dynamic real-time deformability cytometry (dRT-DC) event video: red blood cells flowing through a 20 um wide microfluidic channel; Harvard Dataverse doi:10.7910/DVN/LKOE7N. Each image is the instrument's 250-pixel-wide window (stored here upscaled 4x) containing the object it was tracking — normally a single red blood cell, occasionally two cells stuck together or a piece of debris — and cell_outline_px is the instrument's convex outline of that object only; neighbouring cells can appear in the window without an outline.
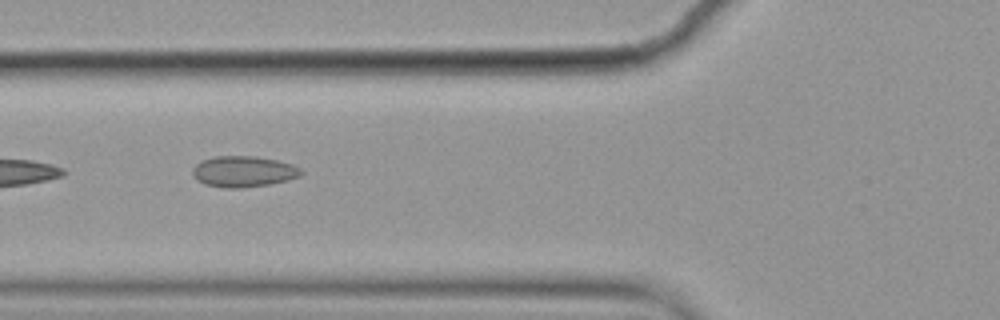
{"species": "common noctule bat (a hibernating species)", "species_latin": "Nyctalus noctula", "temperature_condition": "cold", "stored_images_in_passage": 3, "camera_frame_rate_fps": 3000, "um_per_image_px": 0.085, "animal": {"sex": "female", "body_mass_g": 19.9}, "frame": {"image": 1, "passage_image": 2, "time_ms": 0.333, "image_size_px": [1000, 320], "cell_outline_px": [[304, 172], [300, 176], [288, 180], [268, 184], [240, 188], [224, 188], [204, 184], [196, 180], [192, 176], [192, 168], [200, 160], [216, 156], [256, 156], [276, 160], [292, 164], [300, 168]], "centroid_in_image_um": [20.66, 14.58], "position_along_channel_um": 105.1, "area_um2": 19.77}}
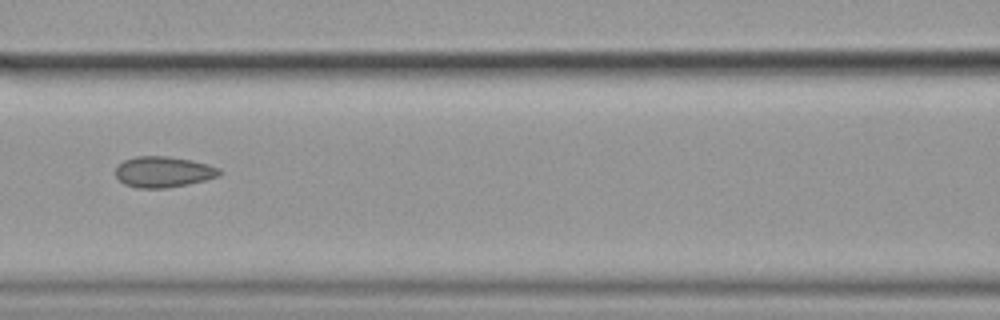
{"frame": {"image": 2, "passage_image": 3, "time_ms": 0.667, "image_size_px": [1000, 320], "cell_outline_px": [[224, 172], [220, 176], [188, 184], [168, 188], [136, 188], [124, 184], [116, 176], [116, 168], [124, 160], [136, 156], [168, 156], [192, 160], [208, 164], [220, 168]], "centroid_in_image_um": [13.92, 14.61], "position_along_channel_um": 152.7, "area_um2": 18.84}}